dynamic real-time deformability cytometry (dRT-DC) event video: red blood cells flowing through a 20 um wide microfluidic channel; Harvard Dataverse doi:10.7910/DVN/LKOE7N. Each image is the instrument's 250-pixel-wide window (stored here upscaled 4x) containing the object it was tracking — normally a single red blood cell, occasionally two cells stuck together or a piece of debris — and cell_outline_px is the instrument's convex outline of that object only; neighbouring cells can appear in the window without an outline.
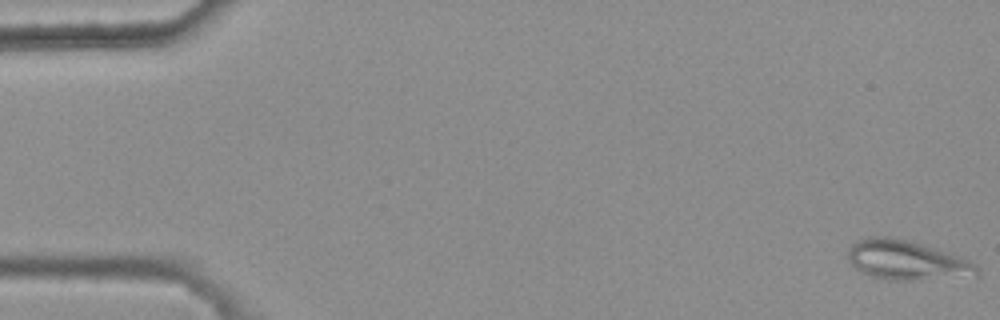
{"species": "common noctule bat (a hibernating species)", "species_latin": "Nyctalus noctula", "temperature_condition": "warm", "stored_images_in_passage": 5, "camera_frame_rate_fps": 3000, "um_per_image_px": 0.085, "animal": {"sex": "female", "body_mass_g": 25.1}, "frame": {"image": 1, "passage_image": 1, "time_ms": 0.0, "image_size_px": [1000, 320], "cell_outline_px": [[980, 276], [908, 280], [892, 280], [872, 276], [856, 268], [852, 264], [848, 256], [848, 248], [856, 240], [868, 236], [888, 236], [908, 240], [936, 248], [960, 256], [976, 264], [980, 268]], "centroid_in_image_um": [77.11, 22.11], "position_along_channel_um": 7.9, "area_um2": 29.77}}